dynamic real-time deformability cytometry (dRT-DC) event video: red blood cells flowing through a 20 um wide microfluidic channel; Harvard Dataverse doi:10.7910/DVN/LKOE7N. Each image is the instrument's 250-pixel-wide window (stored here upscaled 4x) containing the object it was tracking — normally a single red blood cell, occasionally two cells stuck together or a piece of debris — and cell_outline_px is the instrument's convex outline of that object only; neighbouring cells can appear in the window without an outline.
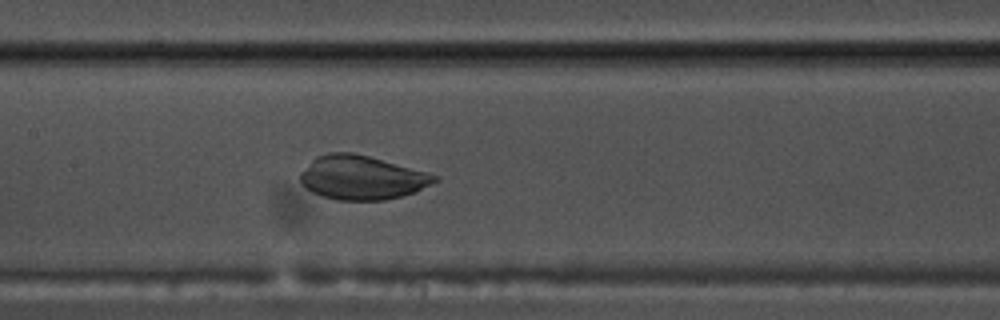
{"species": "common noctule bat (a hibernating species)", "species_latin": "Nyctalus noctula", "temperature_condition": "warm", "stored_images_in_passage": 54, "camera_frame_rate_fps": 3000, "um_per_image_px": 0.085, "animal": {"sex": "male", "body_mass_g": 17.5, "forearm_length_mm": 52.3}, "frame": {"image": 1, "passage_image": 26, "time_ms": 8.333, "image_size_px": [1000, 320], "cell_outline_px": [[440, 180], [416, 192], [404, 196], [384, 200], [336, 200], [320, 196], [304, 188], [300, 180], [300, 172], [316, 156], [328, 152], [352, 152], [368, 156], [428, 172], [440, 176]], "centroid_in_image_um": [30.76, 15.1], "position_along_channel_um": 176.6, "area_um2": 34.8}}
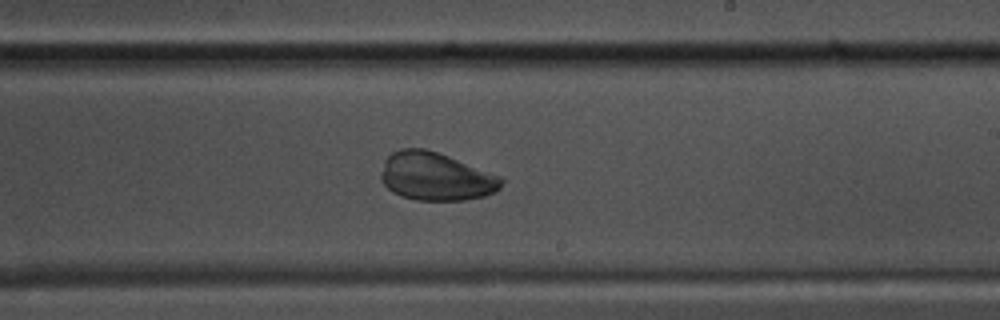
{"frame": {"image": 2, "passage_image": 32, "time_ms": 10.333, "image_size_px": [1000, 320], "cell_outline_px": [[504, 180], [500, 188], [496, 192], [484, 196], [464, 200], [416, 200], [400, 196], [392, 192], [380, 180], [380, 176], [384, 160], [392, 152], [400, 148], [424, 148], [448, 156], [500, 176]], "centroid_in_image_um": [37.02, 15.01], "position_along_channel_um": 252.0, "area_um2": 33.76}}
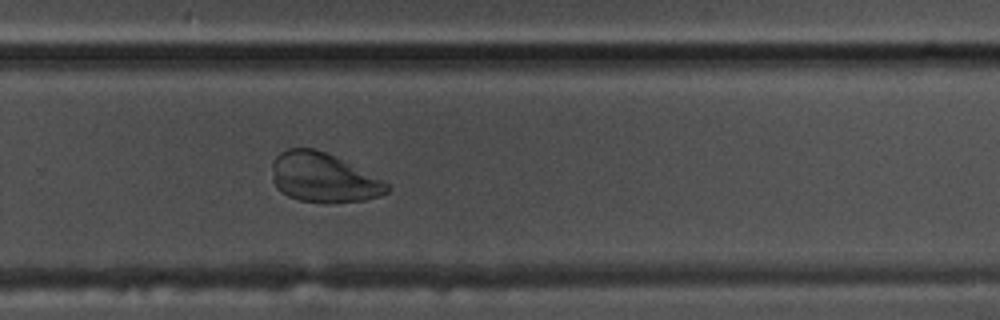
{"frame": {"image": 3, "passage_image": 36, "time_ms": 11.667, "image_size_px": [1000, 320], "cell_outline_px": [[392, 188], [388, 192], [380, 196], [364, 200], [332, 204], [324, 204], [300, 200], [288, 196], [280, 192], [276, 188], [272, 180], [272, 160], [280, 152], [288, 148], [312, 148], [324, 152], [388, 184]], "centroid_in_image_um": [27.42, 15.14], "position_along_channel_um": 302.4, "area_um2": 32.89}}